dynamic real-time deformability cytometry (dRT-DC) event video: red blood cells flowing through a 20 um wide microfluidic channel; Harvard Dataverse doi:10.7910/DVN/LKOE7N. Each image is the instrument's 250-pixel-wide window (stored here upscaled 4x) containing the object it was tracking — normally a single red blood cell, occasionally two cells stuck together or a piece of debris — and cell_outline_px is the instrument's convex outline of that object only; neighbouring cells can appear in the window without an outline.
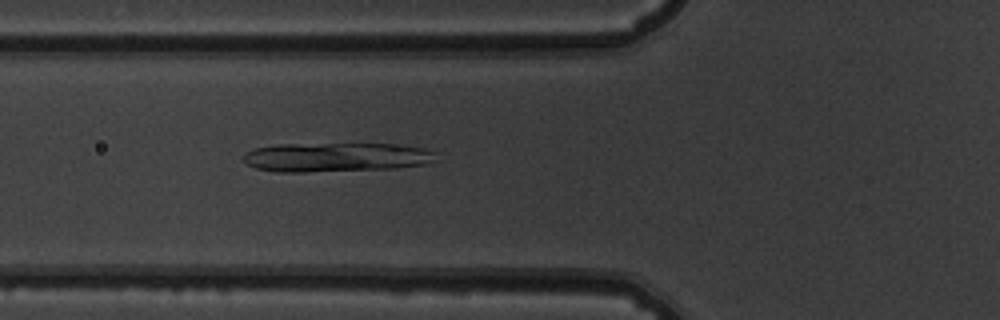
{"species": "common noctule bat (a hibernating species)", "species_latin": "Nyctalus noctula", "temperature_condition": "warm", "stored_images_in_passage": 52, "camera_frame_rate_fps": 3000, "um_per_image_px": 0.085, "animal": {"sex": "male", "body_mass_g": 19.5, "forearm_length_mm": 54.6}, "frame": {"image": 1, "passage_image": 19, "time_ms": 6.0, "image_size_px": [1000, 320], "cell_outline_px": [[436, 152], [432, 160], [428, 164], [396, 168], [304, 172], [276, 172], [256, 168], [248, 164], [244, 160], [244, 152], [256, 148], [276, 144], [404, 144], [424, 148]], "centroid_in_image_um": [28.58, 13.36], "position_along_channel_um": 97.2, "area_um2": 32.83}}
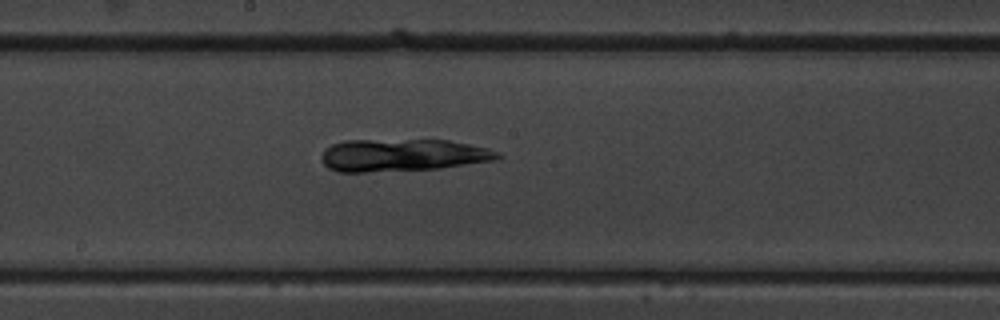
{"frame": {"image": 2, "passage_image": 28, "time_ms": 9.0, "image_size_px": [1000, 320], "cell_outline_px": [[504, 156], [492, 160], [440, 168], [364, 172], [340, 172], [328, 168], [320, 160], [320, 156], [324, 148], [332, 144], [344, 140], [448, 140], [488, 148], [500, 152]], "centroid_in_image_um": [34.17, 13.18], "position_along_channel_um": 214.0, "area_um2": 33.29}}
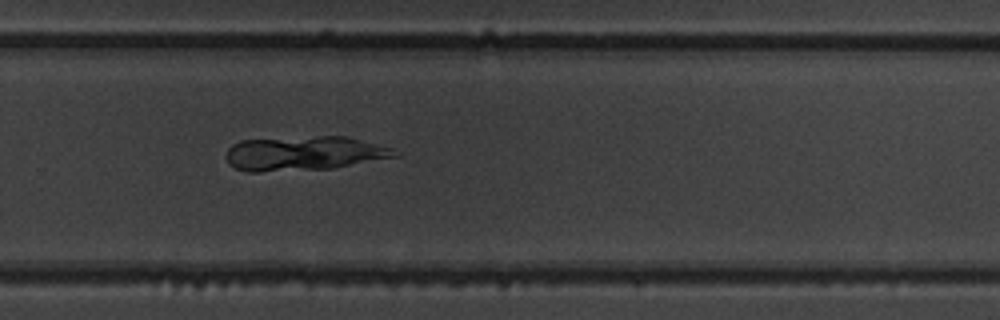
{"frame": {"image": 3, "passage_image": 35, "time_ms": 11.333, "image_size_px": [1000, 320], "cell_outline_px": [[400, 156], [332, 168], [260, 172], [244, 172], [228, 164], [224, 156], [228, 148], [232, 144], [240, 140], [320, 136], [344, 136], [392, 148]], "centroid_in_image_um": [25.77, 13.04], "position_along_channel_um": 304.0, "area_um2": 33.76}}